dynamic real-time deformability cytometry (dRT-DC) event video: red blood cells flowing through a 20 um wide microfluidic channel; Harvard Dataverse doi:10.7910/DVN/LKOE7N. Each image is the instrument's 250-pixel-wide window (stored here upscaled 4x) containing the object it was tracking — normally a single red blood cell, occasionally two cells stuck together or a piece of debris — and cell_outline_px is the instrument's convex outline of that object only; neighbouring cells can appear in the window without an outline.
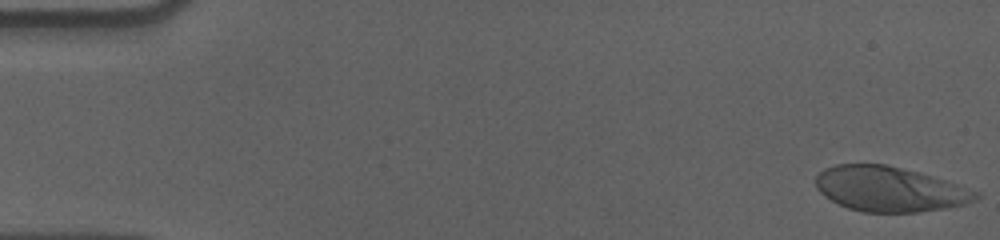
{"species": "human", "species_latin": "Homo sapiens", "temperature_condition": "cold", "stored_images_in_passage": 56, "camera_frame_rate_fps": 3000, "um_per_image_px": 0.085, "donor": {"sex": "male"}, "frame": {"image": 1, "passage_image": 1, "time_ms": 0.0, "image_size_px": [1000, 240], "cell_outline_px": [[980, 196], [976, 200], [964, 204], [944, 208], [916, 212], [864, 212], [848, 208], [824, 196], [816, 188], [816, 176], [824, 168], [836, 164], [884, 164], [916, 172], [944, 180], [980, 192]], "centroid_in_image_um": [75.59, 16.07], "position_along_channel_um": 9.4, "area_um2": 41.5}}
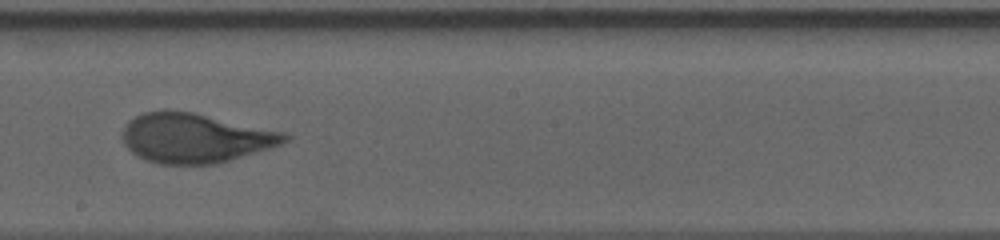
{"frame": {"image": 2, "passage_image": 32, "time_ms": 10.333, "image_size_px": [1000, 240], "cell_outline_px": [[292, 136], [288, 140], [280, 144], [268, 148], [216, 164], [160, 164], [144, 160], [132, 152], [124, 144], [124, 128], [128, 120], [144, 112], [164, 108], [192, 112], [284, 132]], "centroid_in_image_um": [16.55, 11.71], "position_along_channel_um": 231.7, "area_um2": 46.64}}
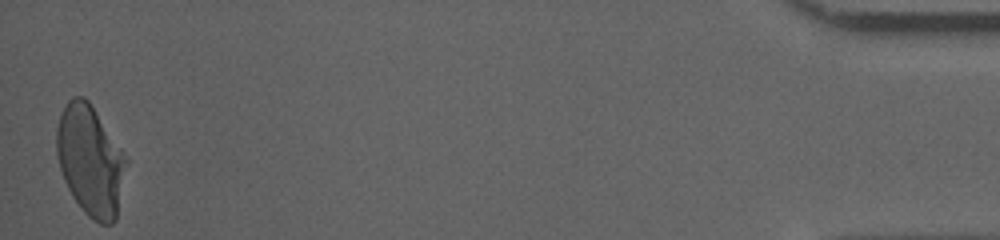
{"frame": {"image": 3, "passage_image": 56, "time_ms": 18.333, "image_size_px": [1000, 240], "cell_outline_px": [[128, 164], [116, 220], [112, 224], [100, 224], [88, 216], [84, 212], [72, 196], [64, 180], [60, 168], [56, 152], [56, 128], [60, 116], [68, 100], [72, 96], [84, 96], [88, 100], [128, 160]], "centroid_in_image_um": [7.68, 13.67], "position_along_channel_um": 427.5, "area_um2": 44.62}, "authors_computed_cell_mechanics": {"area_um2": 45.4019, "velocity_mm_per_s": 3.5598, "shape_relaxation_time_tau1_ms": 7.9492, "shape_relaxation_time_tau2_ms": null, "deformation_change_tau1": 0.237, "deformation_change_tau2": null}}